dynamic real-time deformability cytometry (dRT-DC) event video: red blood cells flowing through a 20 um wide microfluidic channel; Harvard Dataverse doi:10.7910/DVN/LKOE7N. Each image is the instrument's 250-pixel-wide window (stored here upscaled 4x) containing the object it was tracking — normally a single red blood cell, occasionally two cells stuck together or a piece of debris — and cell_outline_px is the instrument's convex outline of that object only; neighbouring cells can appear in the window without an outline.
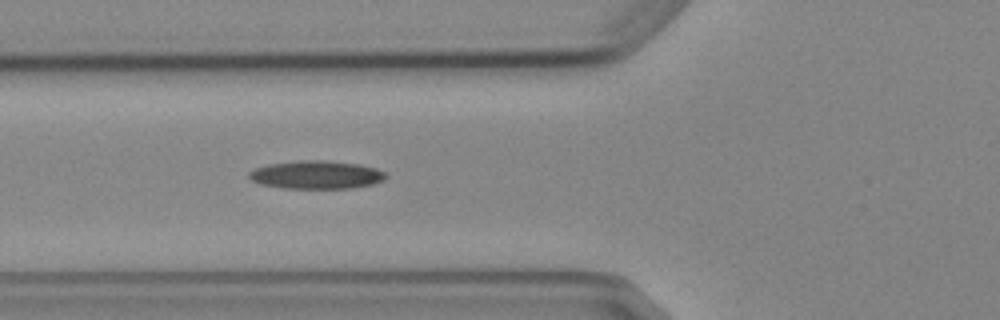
{"species": "Egyptian fruit bat (a non-hibernating species)", "species_latin": "Rousettus aegyptiacus", "temperature_condition": "cold", "stored_images_in_passage": 2, "camera_frame_rate_fps": 3000, "um_per_image_px": 0.085, "animal": {"sex": "female"}, "frame": {"image": 1, "passage_image": 2, "time_ms": 1.0, "image_size_px": [1000, 320], "cell_outline_px": [[388, 176], [384, 180], [372, 184], [352, 188], [284, 188], [260, 184], [252, 180], [248, 176], [248, 172], [256, 168], [268, 164], [300, 160], [324, 160], [356, 164], [376, 168], [384, 172]], "centroid_in_image_um": [26.88, 14.86], "position_along_channel_um": 98.9, "area_um2": 22.37}}